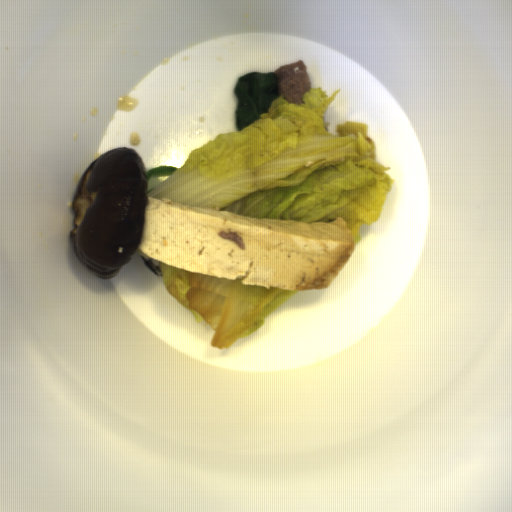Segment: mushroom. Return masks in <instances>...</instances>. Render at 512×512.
<instances>
[{
  "label": "mushroom",
  "instance_id": "obj_1",
  "mask_svg": "<svg viewBox=\"0 0 512 512\" xmlns=\"http://www.w3.org/2000/svg\"><path fill=\"white\" fill-rule=\"evenodd\" d=\"M137 150L110 149L81 176L68 208L76 213L69 232L74 252L97 279L115 278L142 242L148 175Z\"/></svg>",
  "mask_w": 512,
  "mask_h": 512
}]
</instances>
